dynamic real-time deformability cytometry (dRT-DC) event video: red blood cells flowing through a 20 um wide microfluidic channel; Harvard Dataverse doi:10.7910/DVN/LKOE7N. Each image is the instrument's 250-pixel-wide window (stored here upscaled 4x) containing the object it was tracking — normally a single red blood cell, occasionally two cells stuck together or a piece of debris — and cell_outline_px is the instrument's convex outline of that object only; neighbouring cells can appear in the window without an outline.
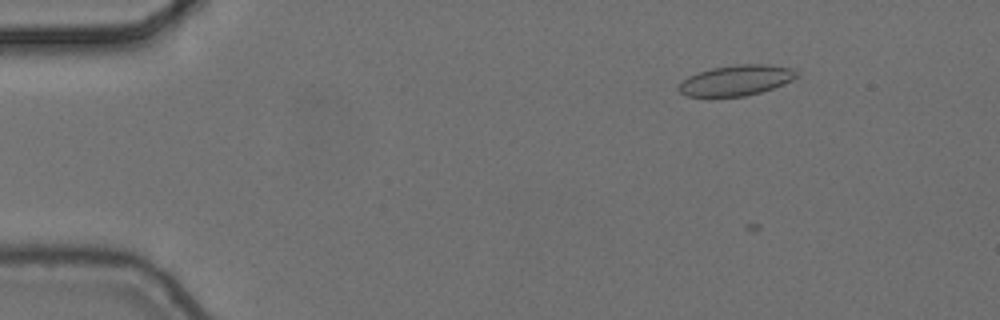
{"species": "common noctule bat (a hibernating species)", "species_latin": "Nyctalus noctula", "temperature_condition": "cold", "stored_images_in_passage": 5, "camera_frame_rate_fps": 3000, "um_per_image_px": 0.085, "animal": {"sex": "female", "body_mass_g": 24.6, "forearm_length_mm": 56.2}, "frame": {"image": 1, "passage_image": 3, "time_ms": 0.667, "image_size_px": [1000, 320], "cell_outline_px": [[800, 76], [792, 80], [772, 88], [760, 92], [744, 96], [688, 96], [680, 92], [676, 88], [688, 76], [696, 72], [712, 68], [736, 64], [768, 64], [792, 68], [800, 72]], "centroid_in_image_um": [62.6, 6.81], "position_along_channel_um": 22.4, "area_um2": 20.98}}